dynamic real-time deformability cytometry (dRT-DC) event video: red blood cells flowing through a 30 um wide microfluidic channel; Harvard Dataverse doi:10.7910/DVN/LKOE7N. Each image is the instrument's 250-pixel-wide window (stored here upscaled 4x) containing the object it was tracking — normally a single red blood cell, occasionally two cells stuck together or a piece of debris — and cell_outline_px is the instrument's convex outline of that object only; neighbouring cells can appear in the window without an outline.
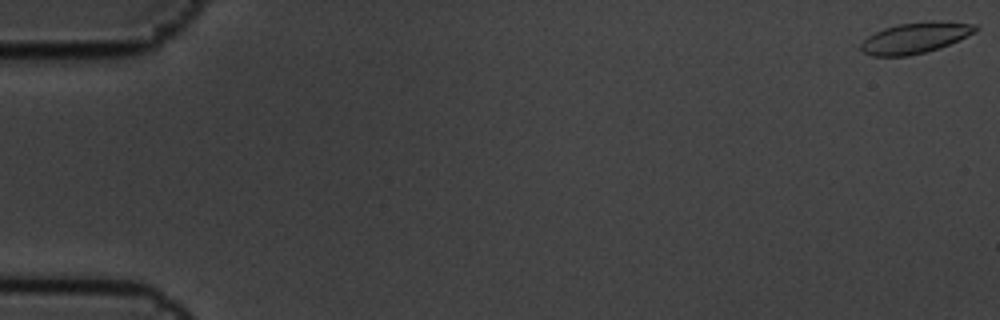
{"species": "common noctule bat (a hibernating species)", "species_latin": "Nyctalus noctula", "temperature_condition": "cold", "stored_images_in_passage": 6, "camera_frame_rate_fps": 3000, "um_per_image_px": 0.085, "animal": {"sex": "male", "body_mass_g": 19.5, "forearm_length_mm": 54.6}, "frame": {"image": 1, "passage_image": 1, "time_ms": 0.0, "image_size_px": [1000, 320], "cell_outline_px": [[980, 28], [976, 32], [940, 48], [908, 56], [872, 56], [864, 52], [860, 48], [860, 44], [868, 36], [884, 28], [900, 24], [932, 20], [976, 24]], "centroid_in_image_um": [77.82, 3.21], "position_along_channel_um": 7.2, "area_um2": 20.58}}